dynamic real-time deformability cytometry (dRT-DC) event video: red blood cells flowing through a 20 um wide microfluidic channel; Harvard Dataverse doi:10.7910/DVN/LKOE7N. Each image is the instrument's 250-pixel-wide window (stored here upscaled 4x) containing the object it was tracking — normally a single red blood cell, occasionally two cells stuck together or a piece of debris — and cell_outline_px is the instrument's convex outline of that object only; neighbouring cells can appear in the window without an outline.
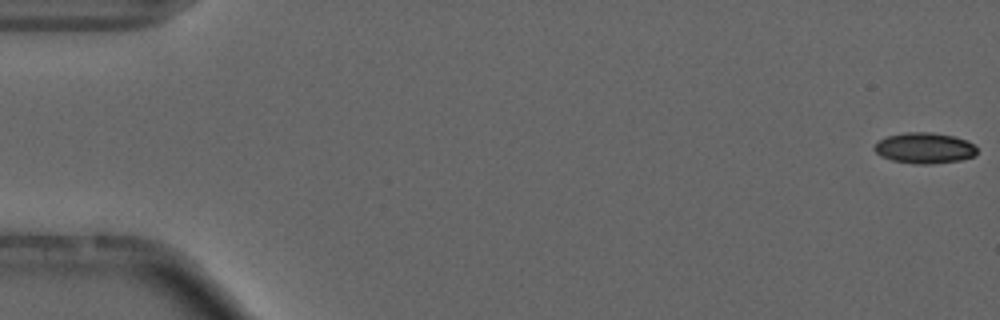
{"species": "common noctule bat (a hibernating species)", "species_latin": "Nyctalus noctula", "temperature_condition": "cold", "stored_images_in_passage": 55, "camera_frame_rate_fps": 3000, "um_per_image_px": 0.085, "animal": {"sex": "male", "forearm_length_mm": 52.5}, "frame": {"image": 1, "passage_image": 1, "time_ms": 0.0, "image_size_px": [1000, 320], "cell_outline_px": [[976, 156], [960, 160], [932, 164], [916, 164], [892, 160], [880, 156], [872, 148], [880, 140], [888, 136], [904, 132], [932, 132], [956, 136], [968, 140], [976, 148]], "centroid_in_image_um": [78.6, 12.58], "position_along_channel_um": 6.4, "area_um2": 18.55}}
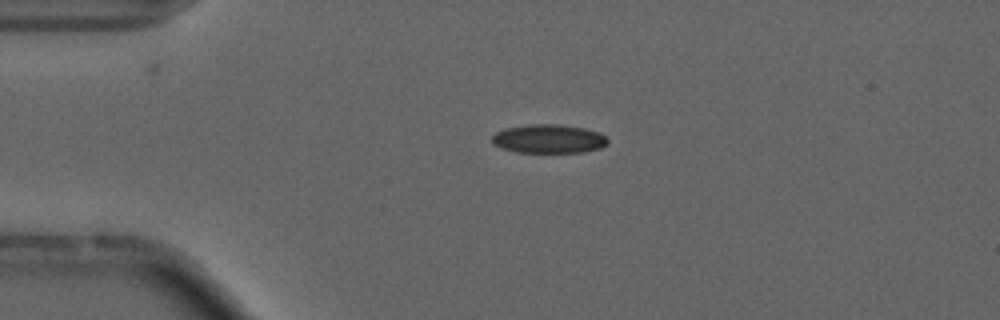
{"frame": {"image": 2, "passage_image": 13, "time_ms": 4.0, "image_size_px": [1000, 320], "cell_outline_px": [[608, 144], [600, 148], [580, 152], [516, 152], [492, 144], [492, 136], [496, 132], [504, 128], [528, 124], [560, 124], [584, 128], [600, 132], [608, 140]], "centroid_in_image_um": [46.63, 11.79], "position_along_channel_um": 38.4, "area_um2": 19.42}, "authors_computed_cell_mechanics": {"area_um2": 18.8428, "velocity_mm_per_s": 3.7206, "shape_relaxation_time_tau1_ms": null, "shape_relaxation_time_tau2_ms": 2.7999, "deformation_change_tau1": null, "deformation_change_tau2": 0.0805}}